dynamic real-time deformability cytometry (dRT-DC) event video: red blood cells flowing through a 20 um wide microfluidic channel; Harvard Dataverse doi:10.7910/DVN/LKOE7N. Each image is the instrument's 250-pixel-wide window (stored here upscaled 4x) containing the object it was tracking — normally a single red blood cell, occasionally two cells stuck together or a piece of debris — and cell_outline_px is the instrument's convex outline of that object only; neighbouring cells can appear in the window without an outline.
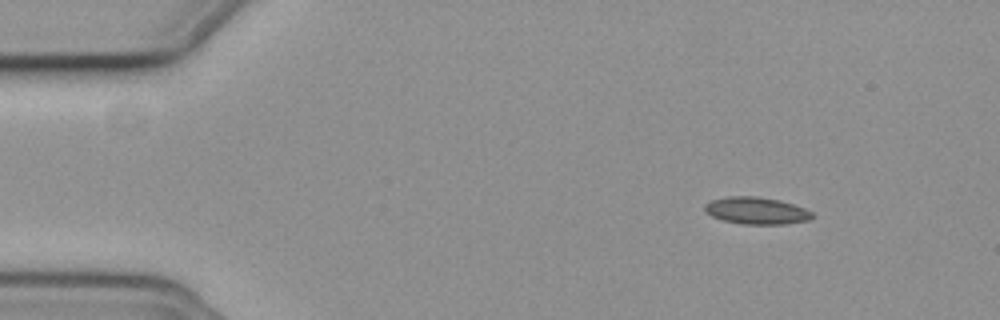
{"species": "common noctule bat (a hibernating species)", "species_latin": "Nyctalus noctula", "temperature_condition": "cold", "stored_images_in_passage": 50, "camera_frame_rate_fps": 3000, "um_per_image_px": 0.085, "animal": {"sex": "female", "body_mass_g": 19.3, "forearm_length_mm": 54.1}, "frame": {"image": 1, "passage_image": 1, "time_ms": 0.0, "image_size_px": [1000, 320], "cell_outline_px": [[812, 216], [808, 220], [784, 224], [744, 224], [724, 220], [712, 216], [704, 208], [704, 204], [712, 200], [728, 196], [756, 196], [780, 200], [804, 208], [812, 212]], "centroid_in_image_um": [64.29, 17.9], "position_along_channel_um": 20.7, "area_um2": 16.7}}
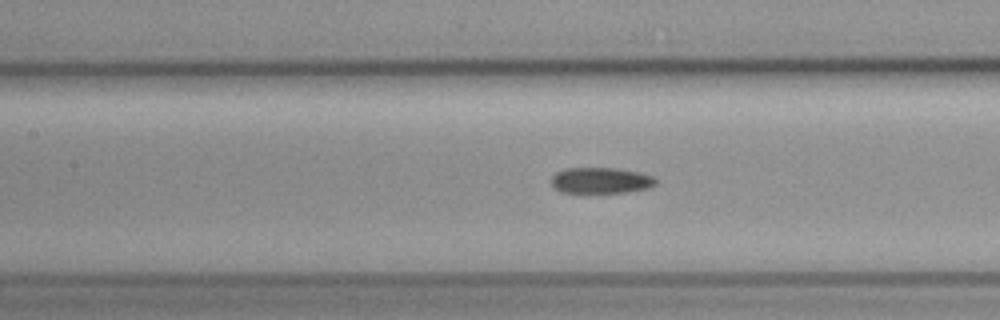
{"frame": {"image": 2, "passage_image": 19, "time_ms": 6.0, "image_size_px": [1000, 320], "cell_outline_px": [[656, 184], [648, 188], [624, 192], [584, 196], [560, 192], [552, 184], [552, 176], [556, 172], [564, 168], [616, 168], [636, 172], [652, 176], [656, 180]], "centroid_in_image_um": [50.99, 15.39], "position_along_channel_um": 156.4, "area_um2": 16.47}}
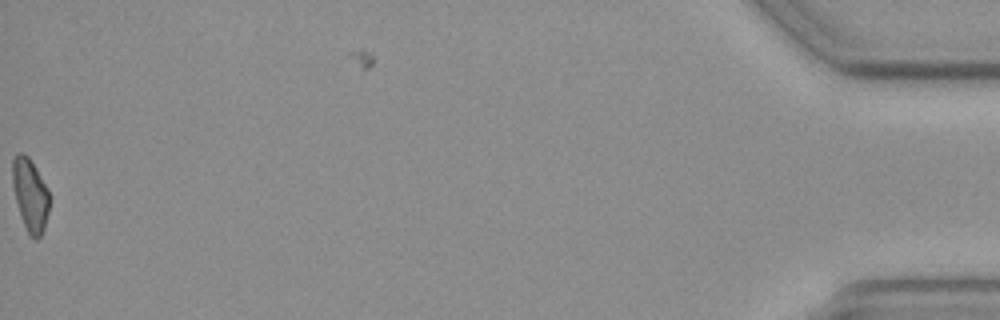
{"frame": {"image": 3, "passage_image": 50, "time_ms": 16.333, "image_size_px": [1000, 320], "cell_outline_px": [[48, 212], [44, 228], [40, 236], [36, 240], [28, 236], [20, 216], [12, 184], [12, 160], [20, 152], [28, 156], [48, 188]], "centroid_in_image_um": [2.55, 16.6], "position_along_channel_um": 432.7, "area_um2": 15.55}, "authors_computed_cell_mechanics": {"area_um2": 16.2129, "velocity_mm_per_s": 3.7382, "shape_relaxation_time_tau1_ms": 9.2595, "shape_relaxation_time_tau2_ms": 10.93, "deformation_change_tau1": 0.1512, "deformation_change_tau2": 0.1685}}